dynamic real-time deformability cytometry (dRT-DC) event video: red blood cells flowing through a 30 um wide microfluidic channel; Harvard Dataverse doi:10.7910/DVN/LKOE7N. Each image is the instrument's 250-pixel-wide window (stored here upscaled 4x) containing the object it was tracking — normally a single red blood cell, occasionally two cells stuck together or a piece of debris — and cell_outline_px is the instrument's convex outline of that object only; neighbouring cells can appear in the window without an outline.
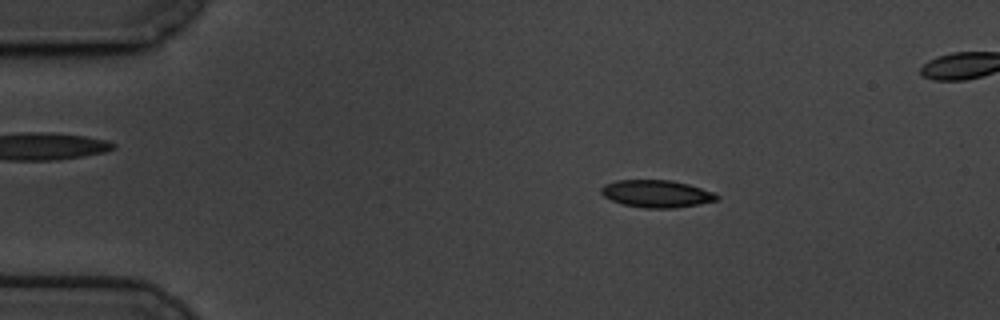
{"species": "common noctule bat (a hibernating species)", "species_latin": "Nyctalus noctula", "temperature_condition": "cold", "stored_images_in_passage": 57, "camera_frame_rate_fps": 3000, "um_per_image_px": 0.085, "animal": {"sex": "male", "body_mass_g": 19.5, "forearm_length_mm": 54.6}, "frame": {"image": 1, "passage_image": 10, "time_ms": 3.0, "image_size_px": [1000, 320], "cell_outline_px": [[720, 196], [716, 200], [676, 208], [644, 208], [624, 204], [612, 200], [604, 196], [600, 192], [600, 188], [604, 184], [616, 180], [668, 180], [688, 184], [712, 192]], "centroid_in_image_um": [55.76, 16.46], "position_along_channel_um": 29.2, "area_um2": 18.21}}
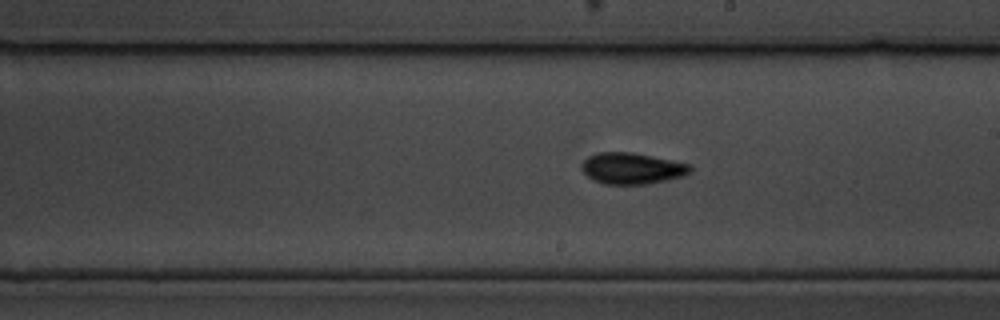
{"frame": {"image": 2, "passage_image": 33, "time_ms": 10.667, "image_size_px": [1000, 320], "cell_outline_px": [[692, 172], [684, 176], [668, 180], [648, 184], [604, 184], [592, 180], [580, 168], [580, 164], [588, 156], [600, 152], [632, 152], [692, 164]], "centroid_in_image_um": [53.74, 14.31], "position_along_channel_um": 235.3, "area_um2": 20.06}}
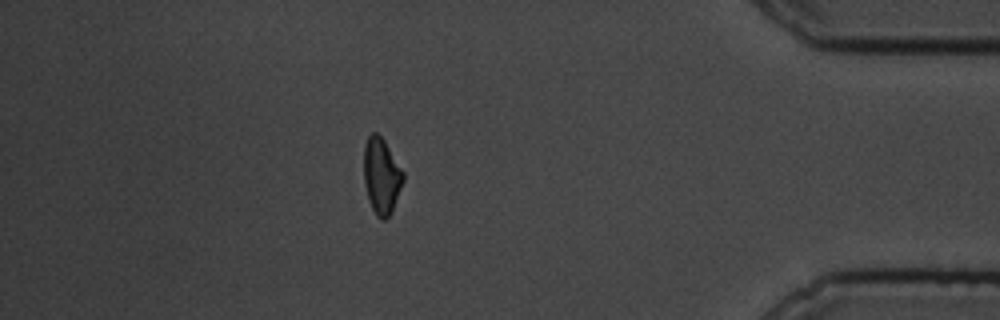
{"frame": {"image": 3, "passage_image": 51, "time_ms": 16.667, "image_size_px": [1000, 320], "cell_outline_px": [[404, 180], [392, 212], [384, 220], [380, 220], [376, 216], [368, 200], [364, 184], [364, 144], [368, 136], [372, 132], [376, 132], [384, 140], [404, 172]], "centroid_in_image_um": [32.42, 14.97], "position_along_channel_um": 402.8, "area_um2": 17.57}}